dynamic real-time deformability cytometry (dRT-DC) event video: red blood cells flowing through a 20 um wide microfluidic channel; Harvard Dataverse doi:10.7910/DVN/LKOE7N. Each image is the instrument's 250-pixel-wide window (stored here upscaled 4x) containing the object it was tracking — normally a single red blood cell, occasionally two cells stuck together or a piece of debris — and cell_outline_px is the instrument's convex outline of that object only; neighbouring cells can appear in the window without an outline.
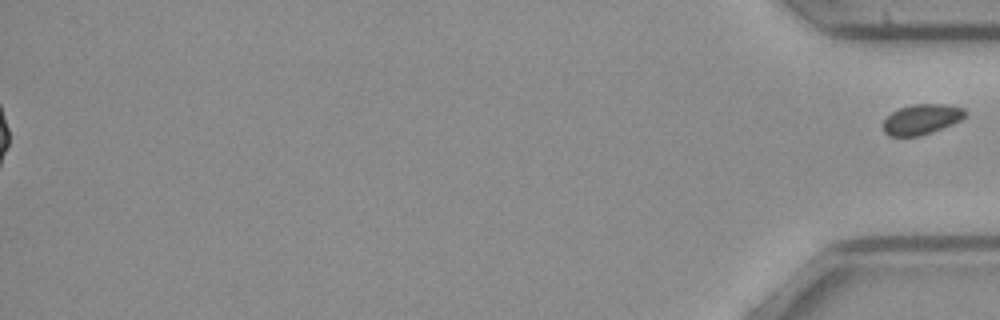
{"species": "common noctule bat (a hibernating species)", "species_latin": "Nyctalus noctula", "temperature_condition": "cold", "stored_images_in_passage": 53, "segment_of_instrument_passage": [2, 2], "camera_frame_rate_fps": 3000, "um_per_image_px": 0.085, "animal": {"sex": "female", "body_mass_g": 21.9}, "frame": {"image": 1, "passage_image": 53, "time_ms": 17.333, "image_size_px": [1000, 320], "cell_outline_px": [[968, 112], [960, 120], [952, 124], [932, 132], [920, 136], [888, 136], [884, 132], [884, 120], [892, 112], [900, 108], [912, 104], [944, 104], [964, 108]], "centroid_in_image_um": [78.34, 10.14], "position_along_channel_um": 356.9, "area_um2": 14.39}}